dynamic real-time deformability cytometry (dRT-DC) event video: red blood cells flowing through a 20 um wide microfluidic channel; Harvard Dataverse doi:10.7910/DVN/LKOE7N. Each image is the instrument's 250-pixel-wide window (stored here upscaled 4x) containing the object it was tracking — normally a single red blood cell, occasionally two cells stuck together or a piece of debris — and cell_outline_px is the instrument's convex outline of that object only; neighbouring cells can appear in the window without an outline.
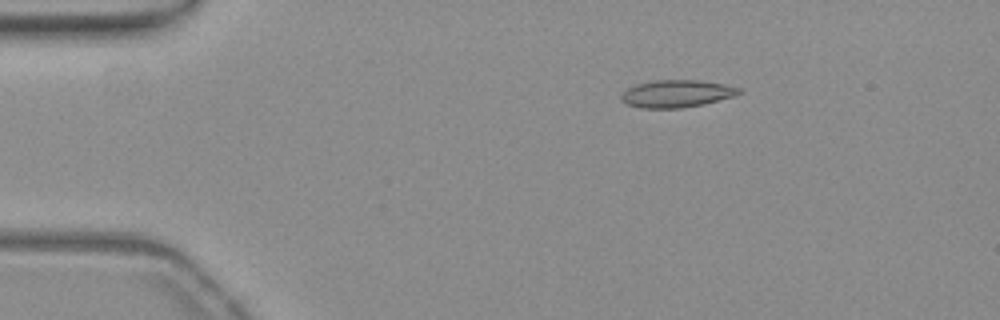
{"species": "common noctule bat (a hibernating species)", "species_latin": "Nyctalus noctula", "temperature_condition": "warm", "stored_images_in_passage": 54, "camera_frame_rate_fps": 3000, "um_per_image_px": 0.085, "animal": {"sex": "female", "body_mass_g": 19.3, "forearm_length_mm": 54.1}, "frame": {"image": 1, "passage_image": 9, "time_ms": 2.667, "image_size_px": [1000, 320], "cell_outline_px": [[744, 92], [732, 96], [704, 104], [680, 108], [640, 108], [628, 104], [620, 100], [620, 96], [628, 88], [636, 84], [656, 80], [700, 80], [724, 84], [740, 88]], "centroid_in_image_um": [57.51, 7.96], "position_along_channel_um": 27.5, "area_um2": 18.73}}
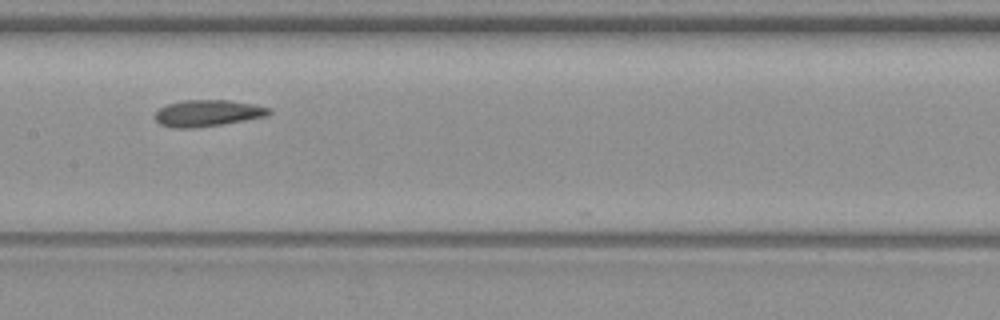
{"frame": {"image": 2, "passage_image": 27, "time_ms": 8.667, "image_size_px": [1000, 320], "cell_outline_px": [[272, 112], [268, 116], [220, 124], [192, 128], [172, 128], [160, 124], [156, 120], [156, 112], [160, 108], [168, 104], [180, 100], [228, 100], [256, 104], [272, 108]], "centroid_in_image_um": [17.68, 9.61], "position_along_channel_um": 189.7, "area_um2": 17.63}}
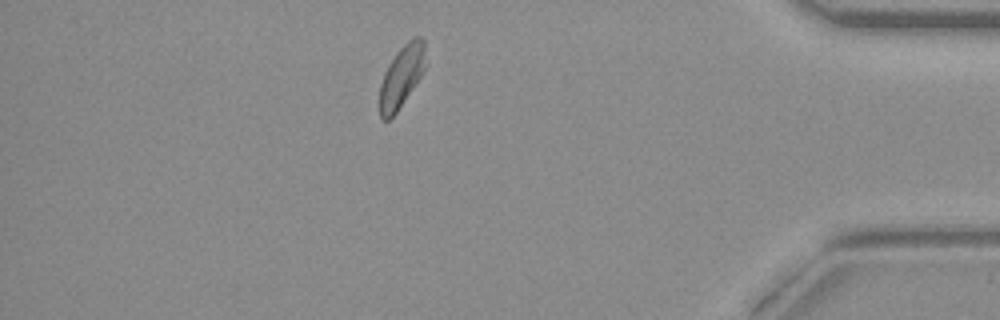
{"frame": {"image": 3, "passage_image": 47, "time_ms": 15.333, "image_size_px": [1000, 320], "cell_outline_px": [[424, 68], [420, 76], [396, 112], [388, 120], [384, 120], [380, 116], [380, 84], [384, 72], [388, 64], [396, 52], [412, 36], [420, 36], [424, 40]], "centroid_in_image_um": [34.11, 6.46], "position_along_channel_um": 401.1, "area_um2": 16.13}, "authors_computed_cell_mechanics": {"area_um2": 18.0336, "velocity_mm_per_s": 3.7895, "shape_relaxation_time_tau1_ms": 7.1224, "shape_relaxation_time_tau2_ms": 3.2725, "deformation_change_tau1": 0.1377, "deformation_change_tau2": 0.1001}}